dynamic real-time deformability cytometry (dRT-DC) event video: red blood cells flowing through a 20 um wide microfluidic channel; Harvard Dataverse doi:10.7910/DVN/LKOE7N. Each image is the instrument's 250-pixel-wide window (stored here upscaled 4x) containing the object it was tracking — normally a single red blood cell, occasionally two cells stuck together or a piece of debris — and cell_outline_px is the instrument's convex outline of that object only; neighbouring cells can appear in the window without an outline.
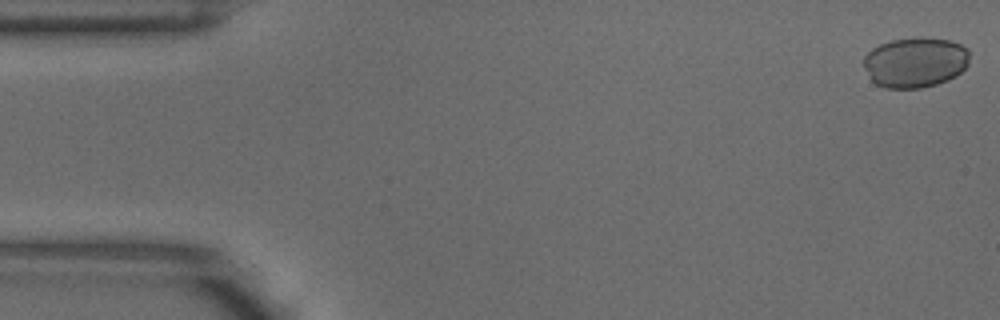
{"species": "common noctule bat (a hibernating species)", "species_latin": "Nyctalus noctula", "temperature_condition": "warm", "stored_images_in_passage": 3, "camera_frame_rate_fps": 3000, "um_per_image_px": 0.085, "animal": {"sex": "male", "body_mass_g": 18.8}, "frame": {"image": 1, "passage_image": 1, "time_ms": 0.0, "image_size_px": [1000, 320], "cell_outline_px": [[968, 64], [956, 76], [948, 80], [936, 84], [920, 88], [884, 88], [876, 84], [872, 80], [864, 68], [864, 56], [872, 48], [880, 44], [892, 40], [920, 36], [924, 36], [948, 40], [960, 44], [968, 48]], "centroid_in_image_um": [77.79, 5.28], "position_along_channel_um": 7.2, "area_um2": 31.21}}